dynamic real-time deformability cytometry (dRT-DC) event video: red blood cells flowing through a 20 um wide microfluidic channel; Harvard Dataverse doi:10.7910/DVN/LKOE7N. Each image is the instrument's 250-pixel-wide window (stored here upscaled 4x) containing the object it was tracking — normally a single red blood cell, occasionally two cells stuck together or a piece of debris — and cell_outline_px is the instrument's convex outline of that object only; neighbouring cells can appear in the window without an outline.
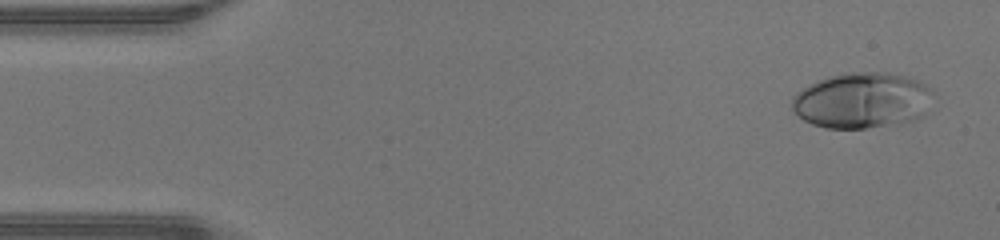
{"species": "human", "species_latin": "Homo sapiens", "temperature_condition": "warm", "stored_images_in_passage": 46, "camera_frame_rate_fps": 3000, "um_per_image_px": 0.085, "donor": {"sex": "male"}, "frame": {"image": 1, "passage_image": 2, "time_ms": 0.333, "image_size_px": [1000, 240], "cell_outline_px": [[936, 96], [924, 116], [900, 124], [864, 128], [824, 128], [812, 124], [804, 120], [792, 108], [792, 96], [796, 92], [820, 80], [832, 76], [852, 72], [884, 72], [908, 76], [920, 80], [932, 88]], "centroid_in_image_um": [73.38, 8.54], "position_along_channel_um": 11.6, "area_um2": 46.36}}
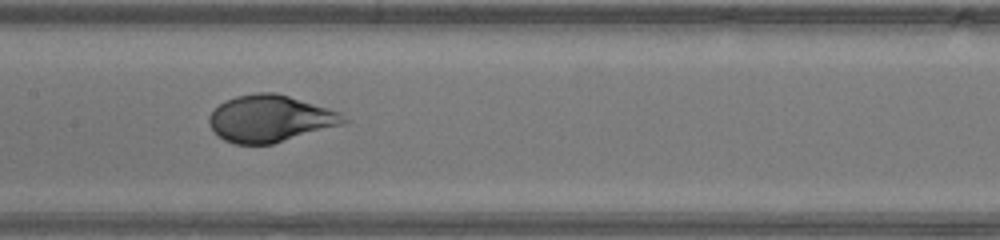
{"frame": {"image": 2, "passage_image": 22, "time_ms": 7.0, "image_size_px": [1000, 240], "cell_outline_px": [[352, 120], [344, 124], [272, 144], [236, 144], [224, 140], [216, 136], [208, 120], [208, 116], [224, 100], [236, 96], [256, 92], [276, 92], [340, 112]], "centroid_in_image_um": [22.97, 10.08], "position_along_channel_um": 184.4, "area_um2": 36.82}}
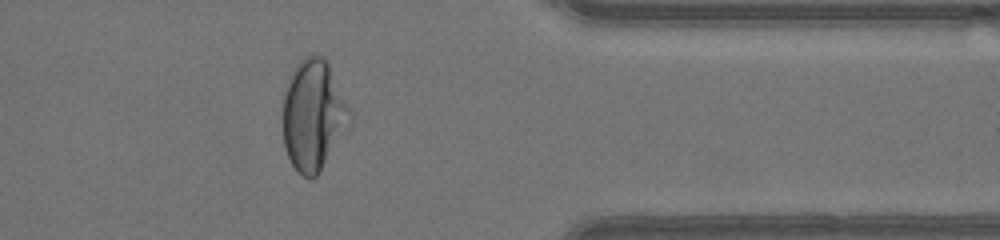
{"frame": {"image": 3, "passage_image": 37, "time_ms": 12.0, "image_size_px": [1000, 240], "cell_outline_px": [[352, 116], [320, 172], [312, 180], [308, 180], [292, 164], [284, 148], [280, 116], [284, 92], [288, 80], [296, 64], [304, 56], [316, 52], [328, 64], [352, 112]], "centroid_in_image_um": [26.57, 9.78], "position_along_channel_um": 384.8, "area_um2": 43.29}, "authors_computed_cell_mechanics": {"area_um2": 41.1247, "velocity_mm_per_s": 4.3612, "shape_relaxation_time_tau1_ms": 2.7076, "shape_relaxation_time_tau2_ms": null, "deformation_change_tau1": 0.1934, "deformation_change_tau2": null}}